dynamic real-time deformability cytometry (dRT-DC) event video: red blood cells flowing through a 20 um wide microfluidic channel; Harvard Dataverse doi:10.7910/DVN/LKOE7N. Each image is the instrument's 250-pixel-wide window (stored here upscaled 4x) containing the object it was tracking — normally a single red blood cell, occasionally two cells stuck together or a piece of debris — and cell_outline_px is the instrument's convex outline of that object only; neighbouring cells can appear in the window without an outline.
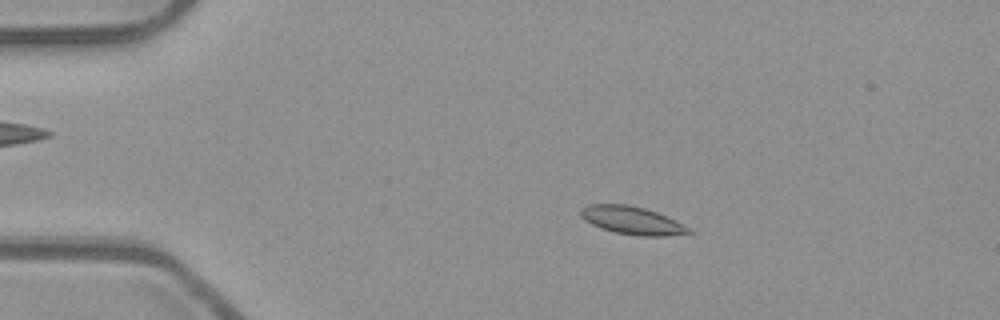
{"species": "common noctule bat (a hibernating species)", "species_latin": "Nyctalus noctula", "temperature_condition": "room temperature", "stored_images_in_passage": 53, "camera_frame_rate_fps": 3000, "um_per_image_px": 0.085, "animal": {"sex": "male", "body_mass_g": 23.1, "forearm_length_mm": 52.7}, "frame": {"image": 1, "passage_image": 10, "time_ms": 3.0, "image_size_px": [1000, 320], "cell_outline_px": [[696, 232], [664, 236], [636, 236], [616, 232], [600, 228], [584, 220], [580, 216], [580, 208], [588, 204], [628, 204], [644, 208], [656, 212]], "centroid_in_image_um": [53.65, 18.73], "position_along_channel_um": 31.4, "area_um2": 17.4}}
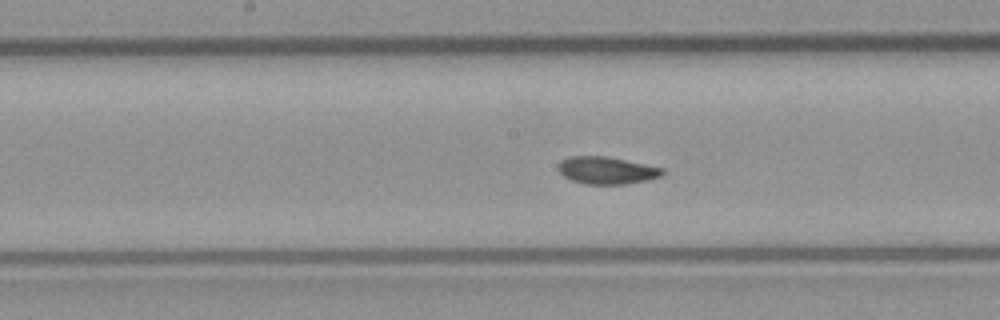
{"frame": {"image": 2, "passage_image": 27, "time_ms": 8.667, "image_size_px": [1000, 320], "cell_outline_px": [[664, 172], [660, 176], [648, 180], [624, 184], [584, 184], [572, 180], [564, 176], [556, 168], [560, 160], [568, 156], [608, 156], [664, 168]], "centroid_in_image_um": [51.54, 14.47], "position_along_channel_um": 196.7, "area_um2": 16.7}}
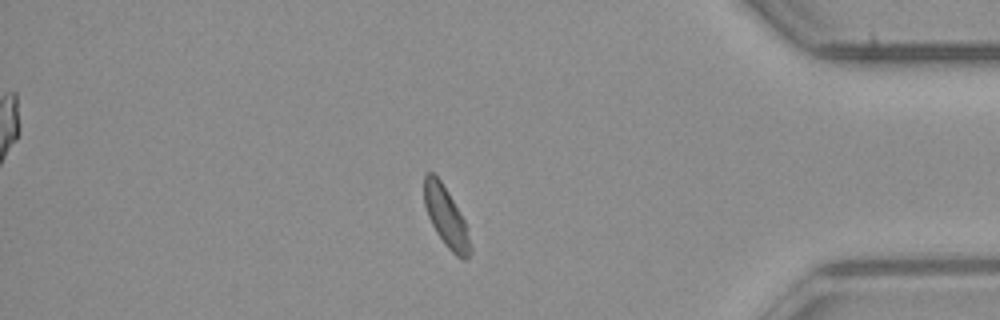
{"frame": {"image": 3, "passage_image": 45, "time_ms": 14.667, "image_size_px": [1000, 320], "cell_outline_px": [[472, 248], [468, 256], [464, 260], [460, 260], [444, 244], [436, 232], [428, 216], [424, 204], [424, 172], [432, 172], [440, 180], [448, 192], [464, 220], [472, 244]], "centroid_in_image_um": [37.91, 18.46], "position_along_channel_um": 397.3, "area_um2": 16.07}, "authors_computed_cell_mechanics": {"area_um2": 16.8198, "velocity_mm_per_s": 3.9001, "shape_relaxation_time_tau1_ms": 4.6456, "shape_relaxation_time_tau2_ms": 1.3784, "deformation_change_tau1": 0.1169, "deformation_change_tau2": 0.0543}}